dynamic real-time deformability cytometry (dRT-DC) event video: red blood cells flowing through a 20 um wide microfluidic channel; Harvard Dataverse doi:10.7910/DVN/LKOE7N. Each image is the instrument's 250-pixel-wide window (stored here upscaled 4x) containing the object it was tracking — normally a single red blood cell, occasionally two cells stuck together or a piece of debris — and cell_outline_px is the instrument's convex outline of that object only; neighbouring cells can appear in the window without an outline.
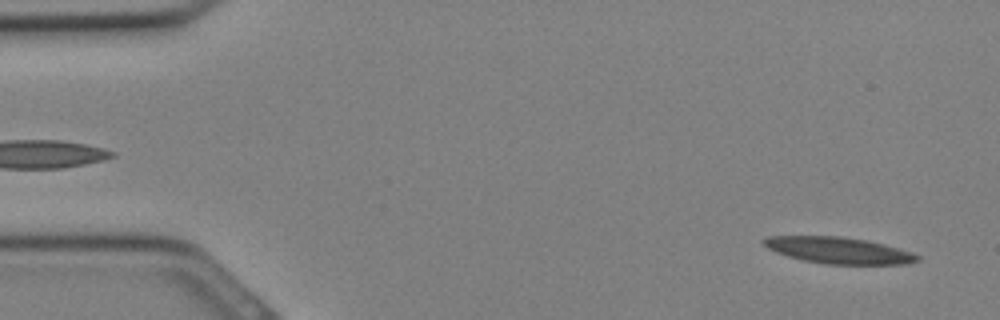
{"species": "Egyptian fruit bat (a non-hibernating species)", "species_latin": "Rousettus aegyptiacus", "temperature_condition": "cold", "stored_images_in_passage": 31, "camera_frame_rate_fps": 3000, "um_per_image_px": 0.085, "animal": {"sex": "female"}, "frame": {"image": 1, "passage_image": 1, "time_ms": 0.0, "image_size_px": [1000, 320], "cell_outline_px": [[920, 260], [904, 264], [824, 264], [804, 260], [788, 256], [776, 252], [768, 248], [760, 240], [764, 236], [840, 236], [868, 240], [884, 244], [912, 252], [920, 256]], "centroid_in_image_um": [71.27, 21.27], "position_along_channel_um": 13.7, "area_um2": 23.7}}
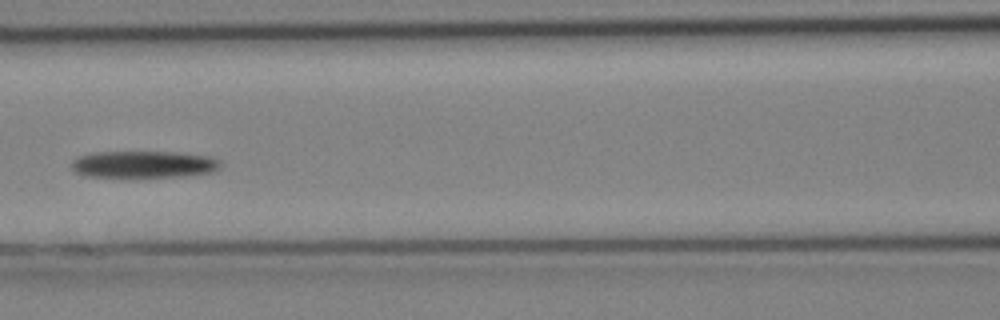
{"frame": {"image": 2, "passage_image": 13, "time_ms": 4.0, "image_size_px": [1000, 320], "cell_outline_px": [[220, 164], [212, 172], [180, 176], [84, 176], [76, 172], [72, 168], [72, 160], [80, 156], [96, 152], [176, 152], [208, 156], [220, 160]], "centroid_in_image_um": [12.19, 13.95], "position_along_channel_um": 154.4, "area_um2": 22.89}}
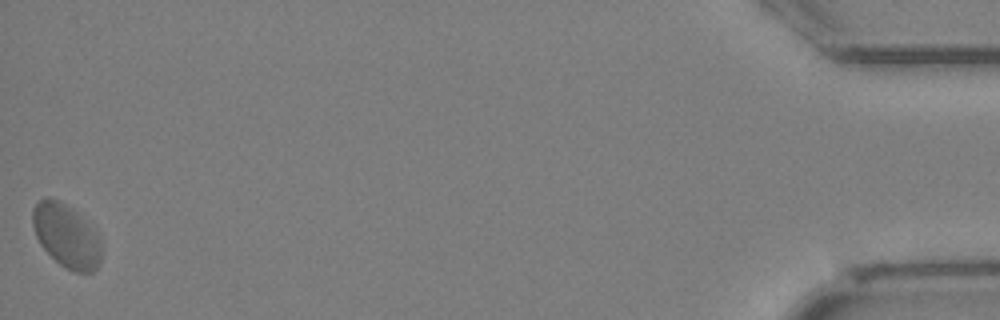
{"frame": {"image": 3, "passage_image": 31, "time_ms": 10.0, "image_size_px": [1000, 320], "cell_outline_px": [[100, 264], [92, 272], [72, 272], [64, 268], [40, 244], [36, 236], [32, 224], [32, 208], [36, 200], [44, 196], [48, 196], [72, 208], [76, 212], [100, 240]], "centroid_in_image_um": [5.58, 20.03], "position_along_channel_um": 429.6, "area_um2": 25.09}}